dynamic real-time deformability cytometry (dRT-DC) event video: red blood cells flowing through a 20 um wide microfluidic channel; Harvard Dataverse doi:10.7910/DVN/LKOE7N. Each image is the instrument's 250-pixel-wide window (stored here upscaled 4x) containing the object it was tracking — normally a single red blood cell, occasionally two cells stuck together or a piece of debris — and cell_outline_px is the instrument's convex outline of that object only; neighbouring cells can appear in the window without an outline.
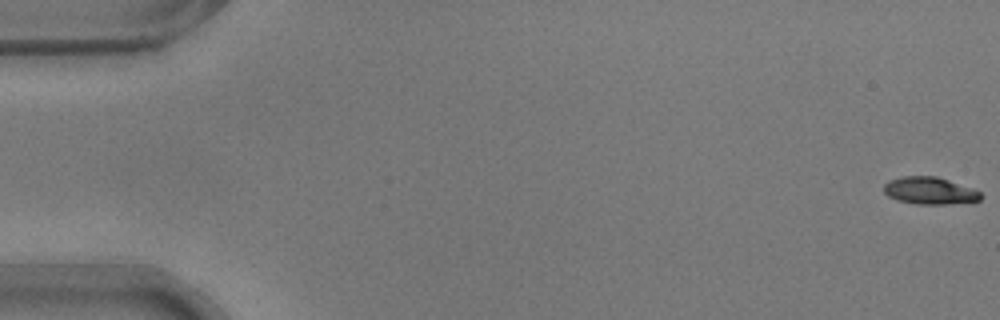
{"species": "common noctule bat (a hibernating species)", "species_latin": "Nyctalus noctula", "temperature_condition": "warm", "stored_images_in_passage": 54, "camera_frame_rate_fps": 3000, "um_per_image_px": 0.085, "animal": {"sex": "male", "body_mass_g": 17.9}, "frame": {"image": 1, "passage_image": 1, "time_ms": 0.0, "image_size_px": [1000, 320], "cell_outline_px": [[980, 200], [948, 204], [916, 204], [896, 200], [888, 196], [884, 192], [884, 184], [888, 180], [904, 176], [936, 176], [972, 188], [980, 192]], "centroid_in_image_um": [78.98, 16.21], "position_along_channel_um": 6.0, "area_um2": 15.26}}
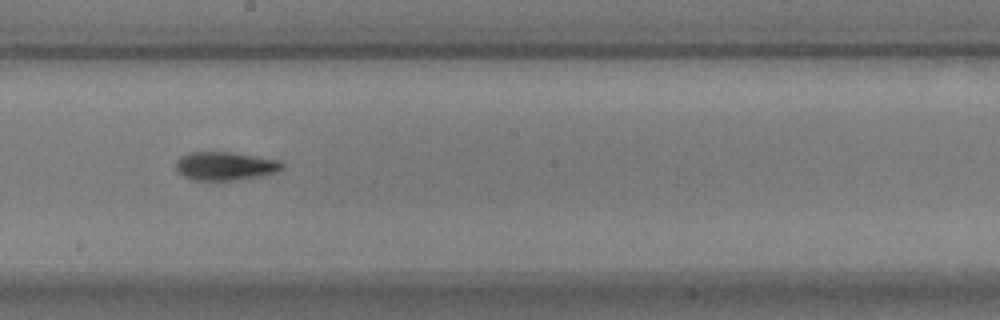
{"frame": {"image": 2, "passage_image": 31, "time_ms": 10.0, "image_size_px": [1000, 320], "cell_outline_px": [[284, 168], [276, 172], [256, 176], [232, 180], [196, 180], [184, 176], [176, 168], [176, 160], [180, 156], [188, 152], [232, 152], [280, 160], [284, 164]], "centroid_in_image_um": [19.14, 14.09], "position_along_channel_um": 229.1, "area_um2": 17.46}}
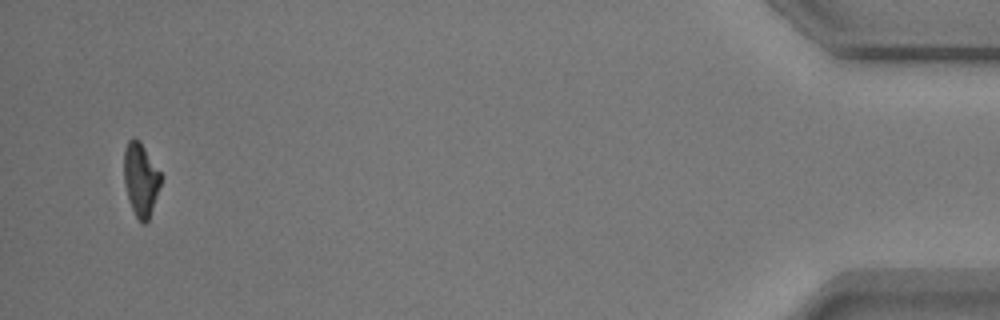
{"frame": {"image": 3, "passage_image": 53, "time_ms": 17.333, "image_size_px": [1000, 320], "cell_outline_px": [[164, 176], [148, 220], [144, 224], [136, 216], [128, 200], [124, 184], [124, 148], [128, 140], [132, 136], [140, 140]], "centroid_in_image_um": [11.97, 15.19], "position_along_channel_um": 423.2, "area_um2": 16.07}}